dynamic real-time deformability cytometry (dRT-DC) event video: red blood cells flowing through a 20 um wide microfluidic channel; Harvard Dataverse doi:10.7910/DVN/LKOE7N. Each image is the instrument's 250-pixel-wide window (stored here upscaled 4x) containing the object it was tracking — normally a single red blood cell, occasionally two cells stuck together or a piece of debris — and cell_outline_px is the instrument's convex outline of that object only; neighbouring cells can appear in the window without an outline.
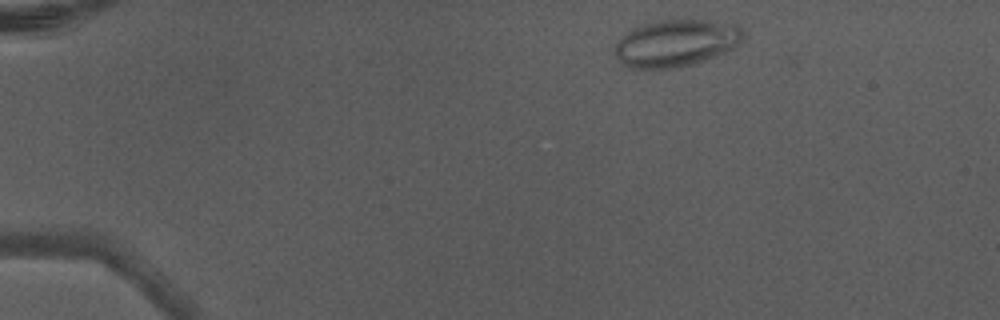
{"species": "Egyptian fruit bat (a non-hibernating species)", "species_latin": "Rousettus aegyptiacus", "temperature_condition": "warm", "stored_images_in_passage": 2, "camera_frame_rate_fps": 3000, "um_per_image_px": 0.085, "animal": {"sex": "male"}, "frame": {"image": 1, "passage_image": 1, "time_ms": 0.0, "image_size_px": [1000, 320], "cell_outline_px": [[744, 36], [740, 44], [736, 48], [704, 60], [692, 64], [672, 68], [636, 72], [620, 64], [616, 56], [616, 44], [632, 28], [644, 24], [660, 20], [692, 16], [736, 24], [740, 28]], "centroid_in_image_um": [57.47, 3.65], "position_along_channel_um": 27.5, "area_um2": 36.53}}